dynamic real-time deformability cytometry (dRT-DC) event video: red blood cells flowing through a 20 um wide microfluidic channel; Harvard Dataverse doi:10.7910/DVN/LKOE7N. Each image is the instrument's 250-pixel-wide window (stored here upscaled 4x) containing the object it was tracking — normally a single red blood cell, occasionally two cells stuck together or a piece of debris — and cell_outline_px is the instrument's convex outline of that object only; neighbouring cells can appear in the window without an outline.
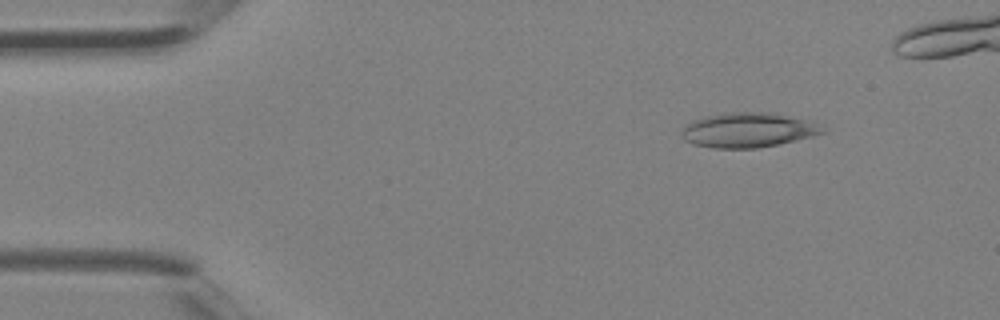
{"species": "Egyptian fruit bat (a non-hibernating species)", "species_latin": "Rousettus aegyptiacus", "temperature_condition": "room temperature", "stored_images_in_passage": 4, "camera_frame_rate_fps": 3000, "um_per_image_px": 0.085, "animal": {"sex": "female"}, "frame": {"image": 1, "passage_image": 1, "time_ms": 0.0, "image_size_px": [1000, 320], "cell_outline_px": [[828, 132], [796, 140], [756, 148], [712, 148], [692, 144], [684, 140], [680, 136], [684, 124], [692, 120], [724, 112], [764, 112], [788, 116], [804, 120], [816, 124]], "centroid_in_image_um": [63.49, 11.06], "position_along_channel_um": 21.5, "area_um2": 28.32}}